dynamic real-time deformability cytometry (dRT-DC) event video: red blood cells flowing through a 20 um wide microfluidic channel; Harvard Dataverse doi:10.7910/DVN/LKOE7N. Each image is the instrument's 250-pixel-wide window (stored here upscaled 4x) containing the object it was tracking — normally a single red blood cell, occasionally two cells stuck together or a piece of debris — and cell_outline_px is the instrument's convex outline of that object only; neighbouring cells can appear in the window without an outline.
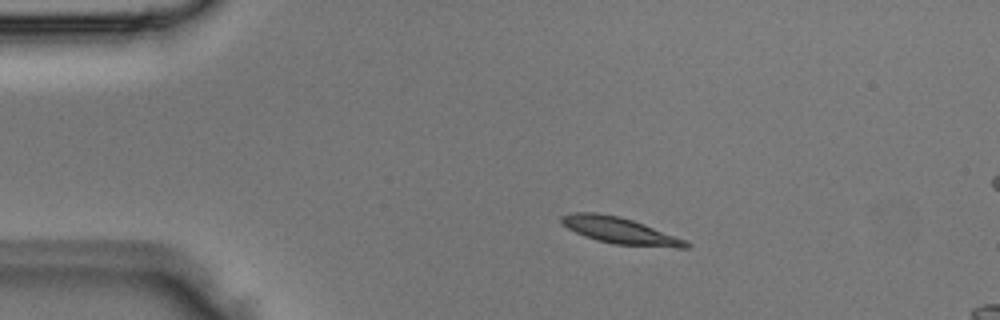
{"species": "Egyptian fruit bat (a non-hibernating species)", "species_latin": "Rousettus aegyptiacus", "temperature_condition": "room temperature", "stored_images_in_passage": 3, "camera_frame_rate_fps": 3000, "um_per_image_px": 0.085, "animal": {"sex": "male"}, "frame": {"image": 1, "passage_image": 1, "time_ms": 0.0, "image_size_px": [1000, 320], "cell_outline_px": [[692, 244], [688, 248], [676, 248], [616, 244], [596, 240], [584, 236], [568, 228], [560, 220], [560, 216], [572, 212], [596, 212], [620, 216], [644, 224], [688, 240]], "centroid_in_image_um": [52.74, 19.6], "position_along_channel_um": 32.3, "area_um2": 19.31}}